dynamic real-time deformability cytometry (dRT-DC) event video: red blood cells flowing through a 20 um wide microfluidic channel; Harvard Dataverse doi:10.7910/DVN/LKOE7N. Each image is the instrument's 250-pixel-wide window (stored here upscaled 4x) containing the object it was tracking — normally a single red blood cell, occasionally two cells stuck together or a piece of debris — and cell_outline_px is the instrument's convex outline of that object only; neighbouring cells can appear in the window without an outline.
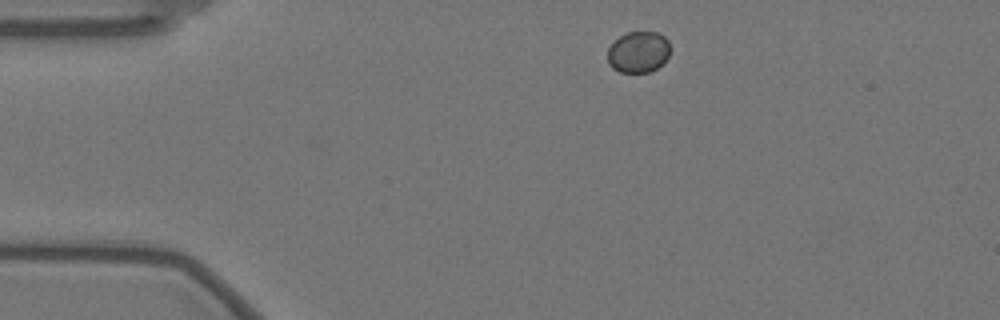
{"species": "Egyptian fruit bat (a non-hibernating species)", "species_latin": "Rousettus aegyptiacus", "temperature_condition": "warm", "stored_images_in_passage": 8, "camera_frame_rate_fps": 3000, "um_per_image_px": 0.085, "animal": {"sex": "female"}, "frame": {"image": 1, "passage_image": 1, "time_ms": 0.0, "image_size_px": [1000, 320], "cell_outline_px": [[668, 56], [664, 64], [648, 72], [620, 72], [612, 68], [608, 64], [608, 48], [620, 36], [628, 32], [660, 32], [668, 40]], "centroid_in_image_um": [54.26, 4.42], "position_along_channel_um": 30.7, "area_um2": 15.03}}